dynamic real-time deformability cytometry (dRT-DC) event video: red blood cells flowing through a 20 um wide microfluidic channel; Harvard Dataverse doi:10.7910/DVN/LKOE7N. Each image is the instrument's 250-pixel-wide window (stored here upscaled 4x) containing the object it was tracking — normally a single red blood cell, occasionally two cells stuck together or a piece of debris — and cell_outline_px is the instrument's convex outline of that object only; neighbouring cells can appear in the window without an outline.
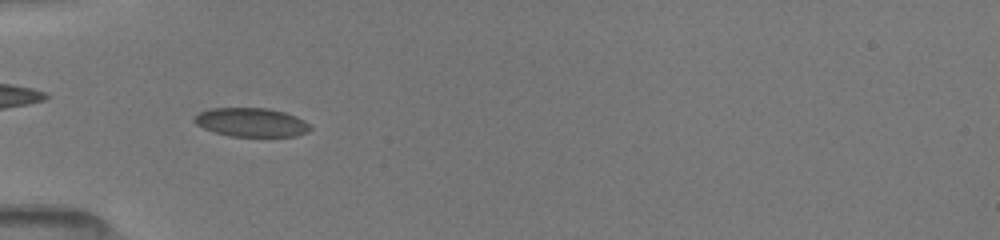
{"species": "common noctule bat (a hibernating species)", "species_latin": "Nyctalus noctula", "temperature_condition": "room temperature", "stored_images_in_passage": 46, "camera_frame_rate_fps": 3000, "um_per_image_px": 0.085, "animal": {"sex": "female", "body_mass_g": 19.5, "forearm_length_mm": 54.1}, "frame": {"image": 1, "passage_image": 12, "time_ms": 3.667, "image_size_px": [1000, 240], "cell_outline_px": [[312, 128], [308, 132], [296, 136], [228, 136], [204, 128], [196, 124], [192, 120], [192, 116], [208, 108], [268, 108], [284, 112], [296, 116], [304, 120]], "centroid_in_image_um": [21.34, 10.39], "position_along_channel_um": 63.7, "area_um2": 19.54}}
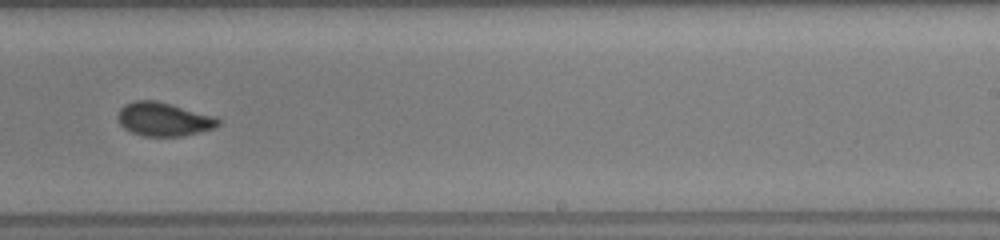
{"frame": {"image": 2, "passage_image": 28, "time_ms": 9.0, "image_size_px": [1000, 240], "cell_outline_px": [[220, 124], [212, 128], [200, 132], [180, 136], [144, 136], [132, 132], [124, 128], [120, 124], [116, 116], [120, 108], [124, 104], [136, 100], [156, 100], [172, 104], [216, 116], [220, 120]], "centroid_in_image_um": [13.9, 10.12], "position_along_channel_um": 275.1, "area_um2": 19.77}}
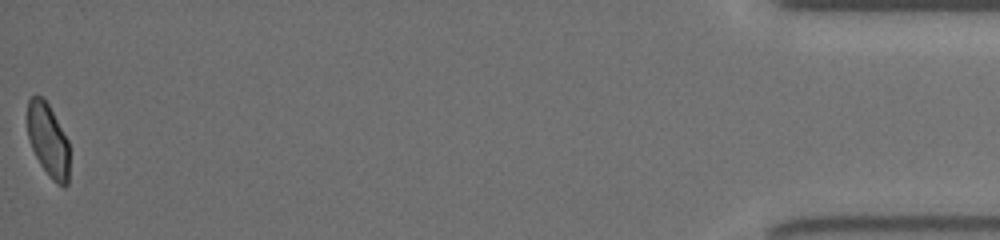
{"frame": {"image": 3, "passage_image": 46, "time_ms": 15.0, "image_size_px": [1000, 240], "cell_outline_px": [[68, 184], [64, 188], [56, 184], [48, 176], [40, 164], [32, 148], [28, 136], [28, 100], [32, 96], [40, 96], [48, 104], [68, 140]], "centroid_in_image_um": [4.09, 11.97], "position_along_channel_um": 431.1, "area_um2": 17.69}, "authors_computed_cell_mechanics": {"area_um2": 19.8254, "velocity_mm_per_s": 4.0441, "shape_relaxation_time_tau1_ms": 7.3917, "shape_relaxation_time_tau2_ms": 0.5536, "deformation_change_tau1": 0.1552, "deformation_change_tau2": 0.0502}}